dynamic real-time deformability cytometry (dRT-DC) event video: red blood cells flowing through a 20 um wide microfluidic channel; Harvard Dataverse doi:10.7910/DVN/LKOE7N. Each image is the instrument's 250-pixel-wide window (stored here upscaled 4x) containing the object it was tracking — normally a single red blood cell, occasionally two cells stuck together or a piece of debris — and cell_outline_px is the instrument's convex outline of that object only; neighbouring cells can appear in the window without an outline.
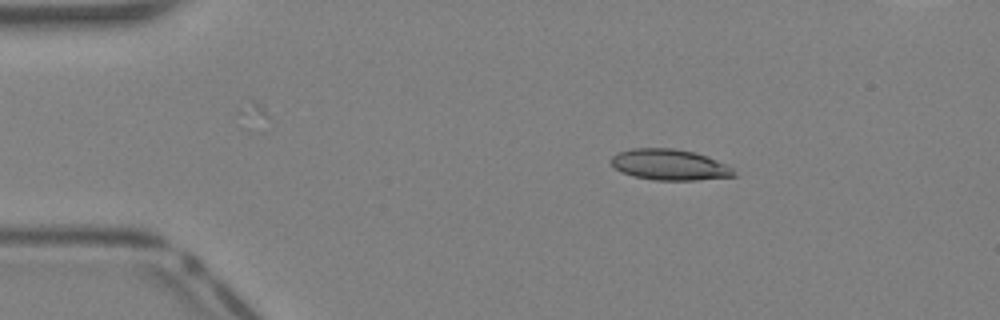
{"species": "Egyptian fruit bat (a non-hibernating species)", "species_latin": "Rousettus aegyptiacus", "temperature_condition": "warm", "stored_images_in_passage": 36, "camera_frame_rate_fps": 3000, "um_per_image_px": 0.085, "animal": {"sex": "female"}, "frame": {"image": 1, "passage_image": 6, "time_ms": 1.667, "image_size_px": [1000, 320], "cell_outline_px": [[736, 176], [696, 180], [656, 180], [632, 176], [620, 172], [612, 164], [612, 156], [616, 152], [632, 148], [672, 148], [696, 152], [708, 156], [732, 168], [736, 172]], "centroid_in_image_um": [56.9, 13.99], "position_along_channel_um": 28.1, "area_um2": 22.2}}
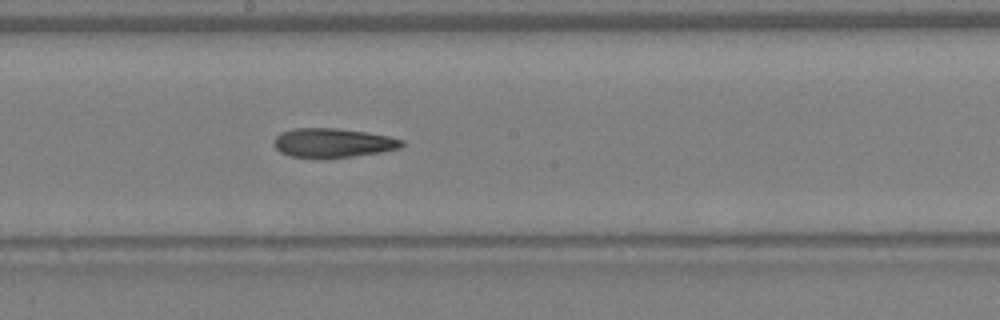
{"frame": {"image": 2, "passage_image": 21, "time_ms": 6.667, "image_size_px": [1000, 320], "cell_outline_px": [[404, 144], [400, 148], [380, 152], [324, 160], [320, 160], [288, 156], [280, 152], [272, 144], [272, 140], [280, 132], [292, 128], [336, 128], [364, 132], [388, 136], [404, 140]], "centroid_in_image_um": [28.21, 12.17], "position_along_channel_um": 220.0, "area_um2": 22.31}}
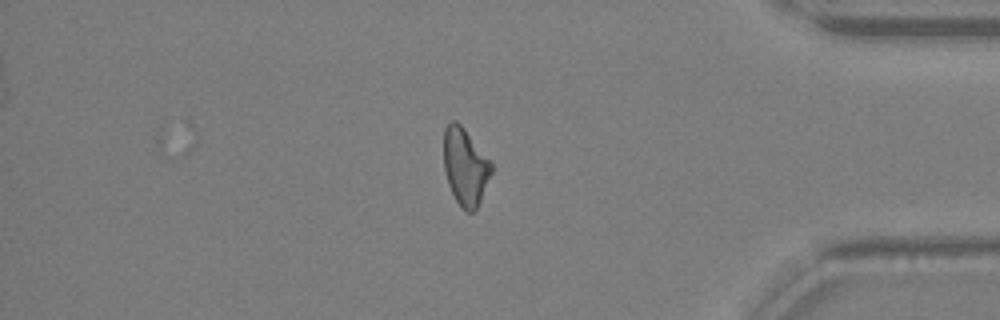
{"frame": {"image": 3, "passage_image": 33, "time_ms": 10.667, "image_size_px": [1000, 320], "cell_outline_px": [[492, 172], [480, 200], [476, 208], [472, 212], [468, 212], [456, 200], [448, 184], [444, 168], [444, 128], [452, 120], [456, 120], [464, 128], [492, 164]], "centroid_in_image_um": [39.53, 14.14], "position_along_channel_um": 395.7, "area_um2": 20.92}}